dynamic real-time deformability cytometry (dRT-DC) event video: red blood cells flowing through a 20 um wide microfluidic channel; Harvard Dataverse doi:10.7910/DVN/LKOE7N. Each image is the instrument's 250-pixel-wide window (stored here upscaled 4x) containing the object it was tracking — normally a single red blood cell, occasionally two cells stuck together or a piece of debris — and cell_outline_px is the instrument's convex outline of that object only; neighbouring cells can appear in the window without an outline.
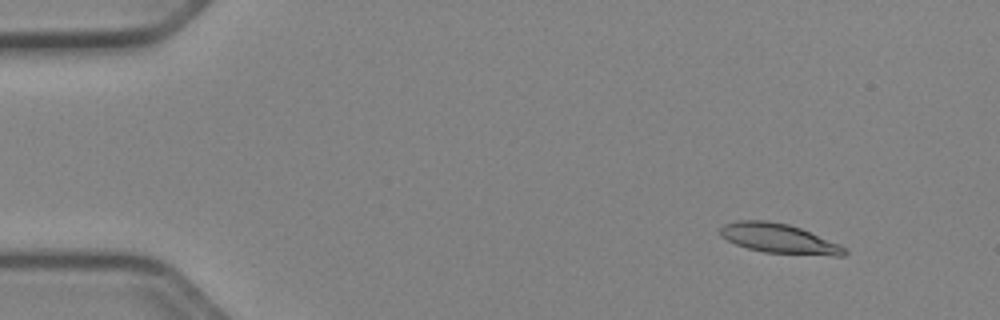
{"species": "Egyptian fruit bat (a non-hibernating species)", "species_latin": "Rousettus aegyptiacus", "temperature_condition": "cold", "stored_images_in_passage": 48, "camera_frame_rate_fps": 3000, "um_per_image_px": 0.085, "animal": {"sex": "female"}, "frame": {"image": 1, "passage_image": 2, "time_ms": 0.333, "image_size_px": [1000, 320], "cell_outline_px": [[848, 252], [844, 256], [832, 256], [764, 252], [748, 248], [736, 244], [720, 236], [720, 228], [724, 224], [736, 220], [768, 220], [788, 224], [800, 228], [840, 244]], "centroid_in_image_um": [66.21, 20.27], "position_along_channel_um": 18.8, "area_um2": 21.44}}
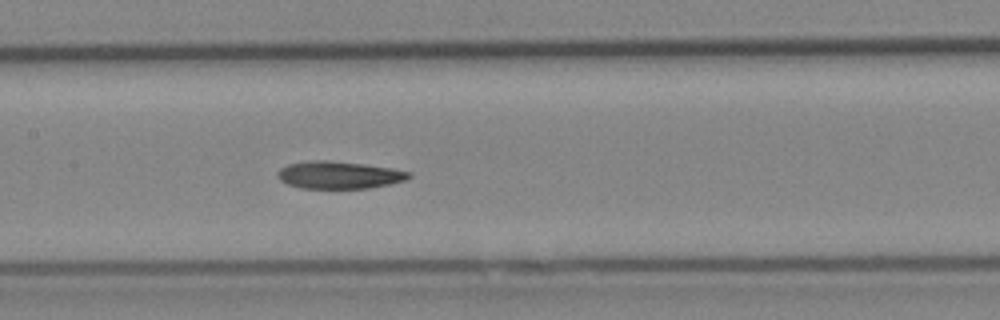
{"frame": {"image": 2, "passage_image": 22, "time_ms": 7.0, "image_size_px": [1000, 320], "cell_outline_px": [[412, 176], [404, 180], [388, 184], [368, 188], [300, 188], [288, 184], [280, 180], [276, 176], [276, 172], [280, 168], [288, 164], [312, 160], [328, 160], [364, 164], [392, 168], [412, 172]], "centroid_in_image_um": [28.79, 14.87], "position_along_channel_um": 178.6, "area_um2": 20.98}}
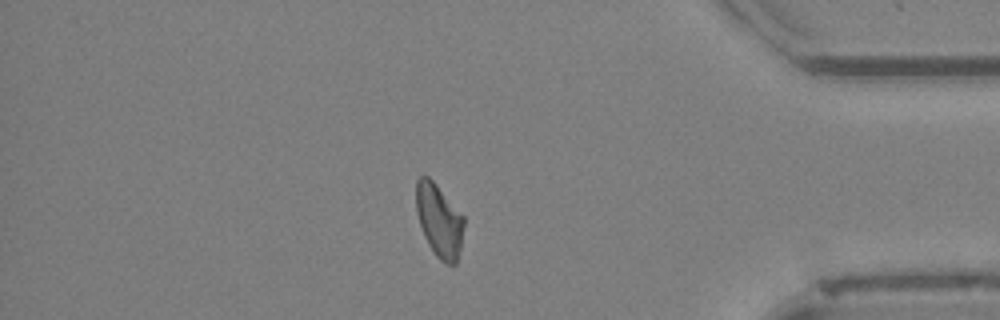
{"frame": {"image": 3, "passage_image": 41, "time_ms": 13.333, "image_size_px": [1000, 320], "cell_outline_px": [[464, 224], [460, 248], [456, 264], [444, 264], [436, 256], [428, 244], [424, 236], [416, 212], [416, 180], [420, 176], [428, 176], [436, 184], [464, 216]], "centroid_in_image_um": [37.32, 18.75], "position_along_channel_um": 397.9, "area_um2": 20.29}, "authors_computed_cell_mechanics": {"area_um2": 20.9814, "velocity_mm_per_s": 3.9351, "shape_relaxation_time_tau1_ms": 6.7468, "shape_relaxation_time_tau2_ms": 7.1503, "deformation_change_tau1": 0.1864, "deformation_change_tau2": 0.1501}}